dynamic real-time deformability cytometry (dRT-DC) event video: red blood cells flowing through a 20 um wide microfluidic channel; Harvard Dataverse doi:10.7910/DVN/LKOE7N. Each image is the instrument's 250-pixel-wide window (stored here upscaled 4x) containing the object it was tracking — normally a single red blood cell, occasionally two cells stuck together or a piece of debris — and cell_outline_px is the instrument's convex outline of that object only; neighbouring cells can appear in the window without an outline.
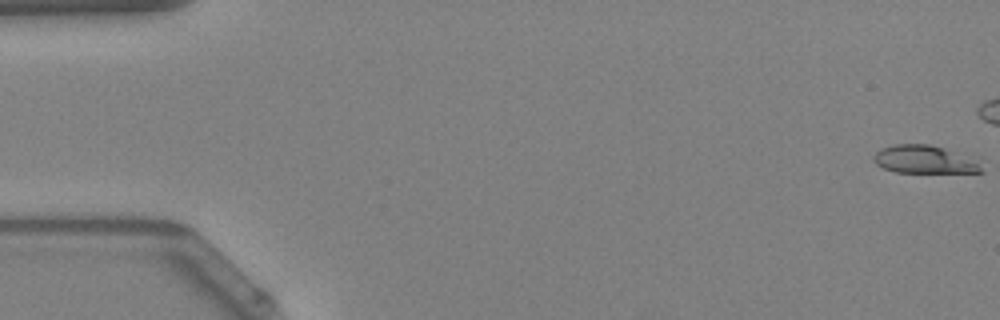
{"species": "Egyptian fruit bat (a non-hibernating species)", "species_latin": "Rousettus aegyptiacus", "temperature_condition": "warm", "stored_images_in_passage": 41, "camera_frame_rate_fps": 3000, "um_per_image_px": 0.085, "animal": {"sex": "female"}, "frame": {"image": 1, "passage_image": 1, "time_ms": 0.0, "image_size_px": [1000, 320], "cell_outline_px": [[984, 172], [896, 172], [884, 168], [876, 164], [872, 160], [872, 156], [880, 148], [896, 144], [928, 144], [944, 148], [976, 164]], "centroid_in_image_um": [78.37, 13.55], "position_along_channel_um": 6.6, "area_um2": 16.76}}
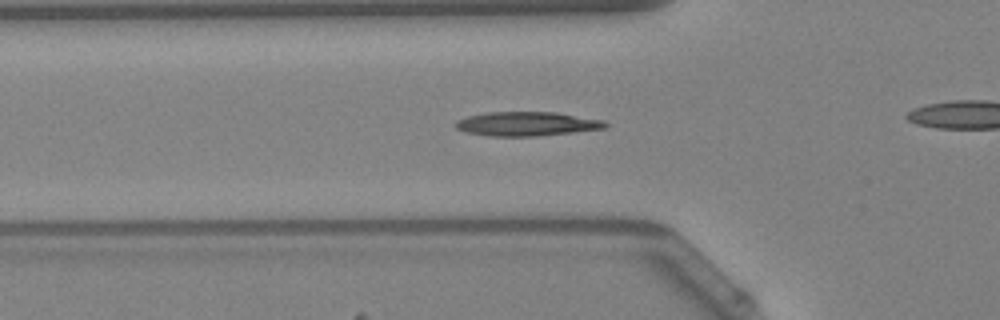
{"frame": {"image": 2, "passage_image": 18, "time_ms": 5.667, "image_size_px": [1000, 320], "cell_outline_px": [[608, 124], [604, 128], [572, 132], [536, 136], [488, 136], [468, 132], [456, 128], [456, 120], [468, 116], [488, 112], [556, 112], [604, 120]], "centroid_in_image_um": [44.78, 10.52], "position_along_channel_um": 81.0, "area_um2": 20.87}}